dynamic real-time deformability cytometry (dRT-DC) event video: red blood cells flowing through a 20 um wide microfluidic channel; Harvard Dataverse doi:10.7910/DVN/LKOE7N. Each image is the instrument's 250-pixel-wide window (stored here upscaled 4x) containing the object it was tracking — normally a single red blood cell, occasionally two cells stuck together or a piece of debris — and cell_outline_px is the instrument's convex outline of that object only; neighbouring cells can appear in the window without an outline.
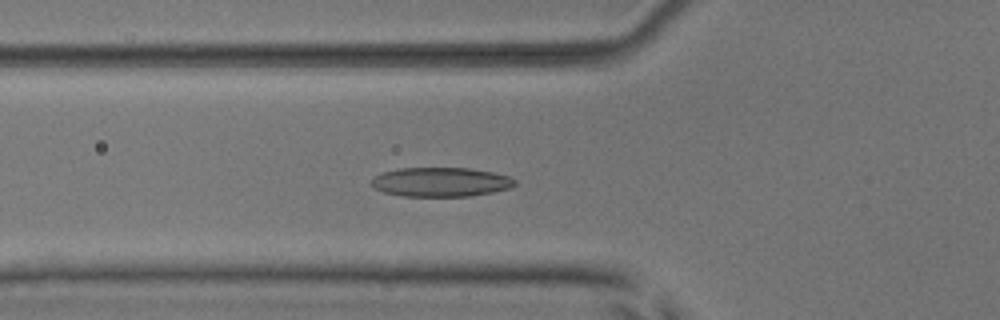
{"species": "common noctule bat (a hibernating species)", "species_latin": "Nyctalus noctula", "temperature_condition": "room temperature", "stored_images_in_passage": 43, "camera_frame_rate_fps": 3000, "um_per_image_px": 0.085, "animal": {"sex": "male", "body_mass_g": 17.9, "forearm_length_mm": 54.2}, "frame": {"image": 1, "passage_image": 10, "time_ms": 3.0, "image_size_px": [1000, 320], "cell_outline_px": [[516, 184], [512, 188], [492, 192], [468, 196], [400, 196], [384, 192], [372, 188], [372, 180], [376, 176], [384, 172], [400, 168], [468, 168], [492, 172], [508, 176], [516, 180]], "centroid_in_image_um": [37.48, 15.47], "position_along_channel_um": 88.3, "area_um2": 24.39}}
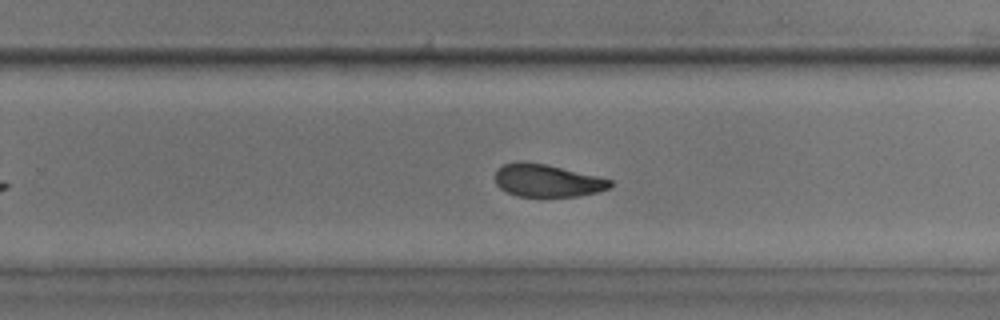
{"frame": {"image": 2, "passage_image": 25, "time_ms": 8.0, "image_size_px": [1000, 320], "cell_outline_px": [[612, 188], [580, 196], [540, 200], [516, 196], [500, 188], [496, 184], [496, 168], [504, 164], [516, 160], [524, 160], [544, 164], [596, 176], [612, 180]], "centroid_in_image_um": [46.47, 15.39], "position_along_channel_um": 283.3, "area_um2": 22.77}}
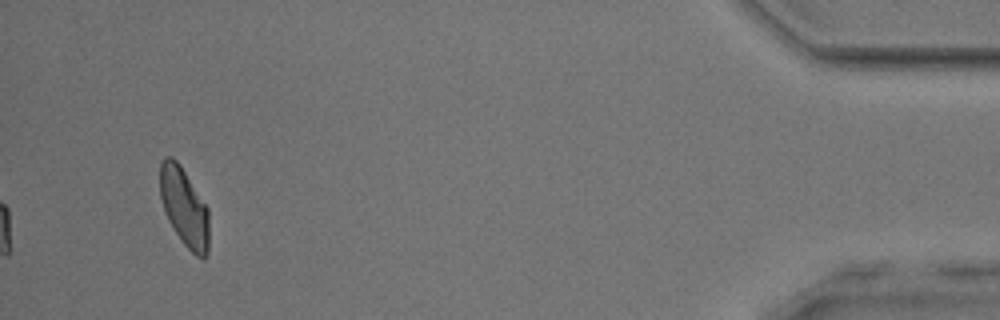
{"frame": {"image": 3, "passage_image": 41, "time_ms": 13.333, "image_size_px": [1000, 320], "cell_outline_px": [[208, 252], [204, 260], [196, 256], [184, 244], [168, 220], [164, 212], [160, 196], [160, 164], [164, 156], [172, 156], [180, 164], [208, 208]], "centroid_in_image_um": [15.65, 17.59], "position_along_channel_um": 419.6, "area_um2": 22.43}, "authors_computed_cell_mechanics": {"area_um2": 23.1778, "velocity_mm_per_s": 3.9077, "shape_relaxation_time_tau1_ms": 6.0675, "shape_relaxation_time_tau2_ms": 3.1493, "deformation_change_tau1": 0.1772, "deformation_change_tau2": 0.0942}}